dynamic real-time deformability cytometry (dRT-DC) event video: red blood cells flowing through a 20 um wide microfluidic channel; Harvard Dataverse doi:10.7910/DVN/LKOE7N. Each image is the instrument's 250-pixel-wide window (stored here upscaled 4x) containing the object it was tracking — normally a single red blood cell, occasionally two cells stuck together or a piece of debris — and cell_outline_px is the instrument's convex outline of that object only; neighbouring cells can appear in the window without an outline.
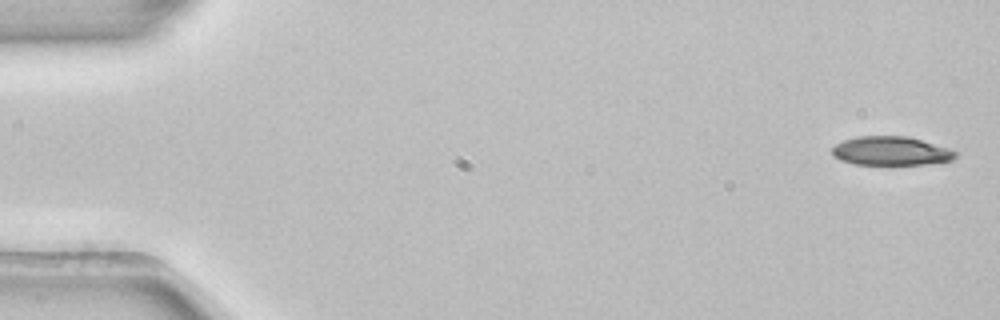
{"species": "common noctule bat (a hibernating species)", "species_latin": "Nyctalus noctula", "temperature_condition": "room temperature", "stored_images_in_passage": 4, "camera_frame_rate_fps": 3000, "um_per_image_px": 0.085, "animal": {"sex": "female", "body_mass_g": 22.7, "forearm_length_mm": 54.2}, "frame": {"image": 1, "passage_image": 1, "time_ms": 0.0, "image_size_px": [1000, 320], "cell_outline_px": [[956, 156], [952, 160], [924, 164], [856, 164], [840, 160], [832, 156], [832, 148], [836, 144], [844, 140], [856, 136], [908, 136], [952, 148], [956, 152]], "centroid_in_image_um": [75.74, 12.82], "position_along_channel_um": 9.3, "area_um2": 20.81}}
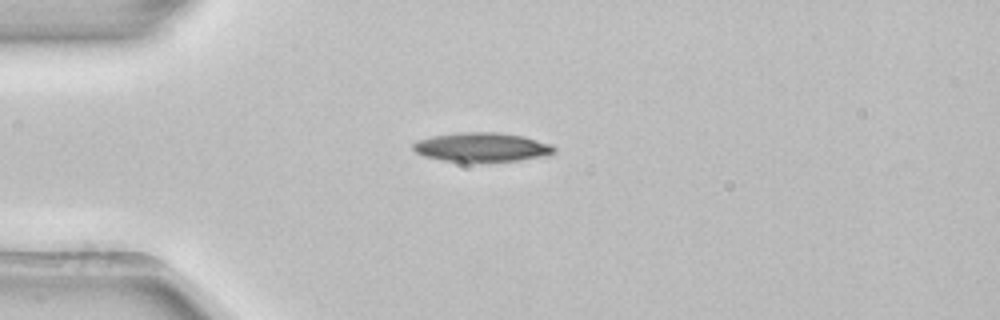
{"frame": {"image": 2, "passage_image": 3, "time_ms": 0.667, "image_size_px": [1000, 320], "cell_outline_px": [[556, 152], [548, 156], [520, 160], [444, 160], [424, 156], [416, 152], [412, 148], [412, 144], [416, 140], [432, 136], [460, 132], [500, 132], [524, 136], [552, 144], [556, 148]], "centroid_in_image_um": [41.0, 12.48], "position_along_channel_um": 44.0, "area_um2": 23.7}}